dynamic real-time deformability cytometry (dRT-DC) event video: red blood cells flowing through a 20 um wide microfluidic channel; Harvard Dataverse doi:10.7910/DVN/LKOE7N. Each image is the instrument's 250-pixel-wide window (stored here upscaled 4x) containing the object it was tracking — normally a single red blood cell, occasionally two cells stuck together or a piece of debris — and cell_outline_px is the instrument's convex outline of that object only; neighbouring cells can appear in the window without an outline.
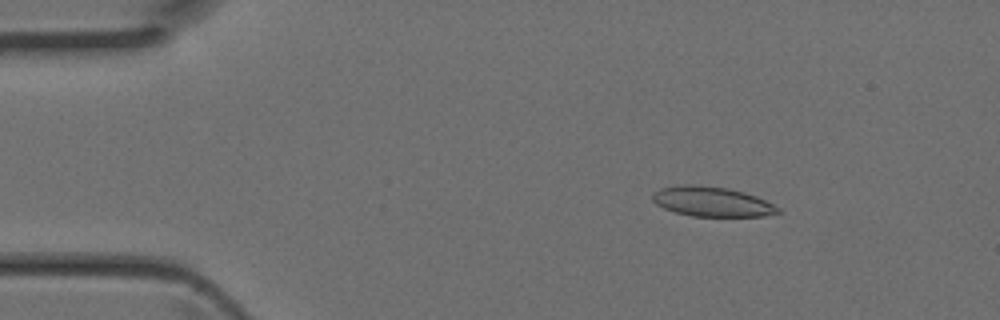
{"species": "Egyptian fruit bat (a non-hibernating species)", "species_latin": "Rousettus aegyptiacus", "temperature_condition": "room temperature", "stored_images_in_passage": 44, "camera_frame_rate_fps": 3000, "um_per_image_px": 0.085, "animal": {"sex": "female"}, "frame": {"image": 1, "passage_image": 7, "time_ms": 2.0, "image_size_px": [1000, 320], "cell_outline_px": [[784, 212], [764, 216], [692, 216], [676, 212], [664, 208], [656, 204], [652, 200], [652, 192], [660, 188], [676, 184], [692, 184], [728, 188], [744, 192], [756, 196], [780, 208]], "centroid_in_image_um": [60.49, 17.13], "position_along_channel_um": 24.5, "area_um2": 21.96}}
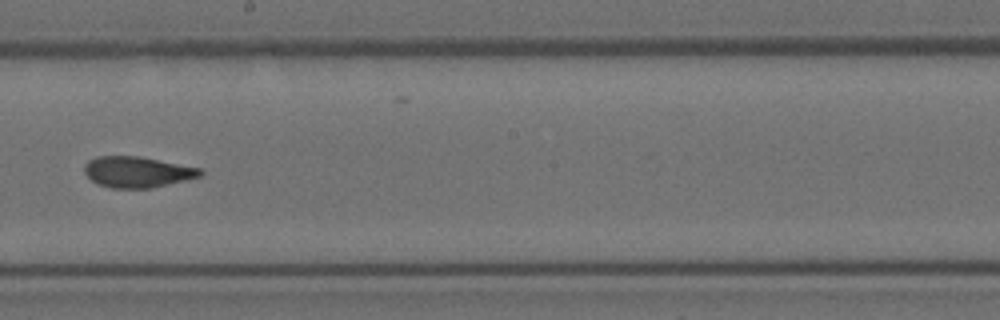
{"frame": {"image": 2, "passage_image": 25, "time_ms": 8.0, "image_size_px": [1000, 320], "cell_outline_px": [[204, 172], [200, 176], [188, 180], [148, 188], [112, 188], [96, 184], [84, 172], [84, 164], [88, 160], [96, 156], [136, 156], [200, 168]], "centroid_in_image_um": [11.63, 14.62], "position_along_channel_um": 236.6, "area_um2": 20.75}}
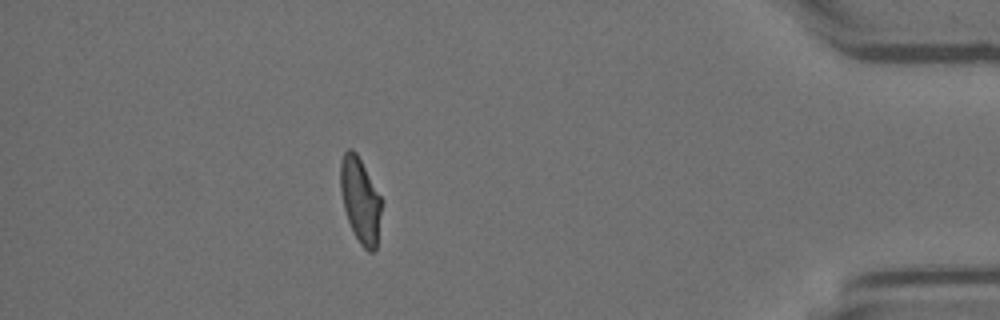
{"frame": {"image": 3, "passage_image": 39, "time_ms": 12.667, "image_size_px": [1000, 320], "cell_outline_px": [[380, 212], [376, 248], [372, 252], [368, 252], [360, 244], [348, 220], [344, 208], [340, 192], [340, 164], [344, 152], [348, 148], [352, 148], [356, 152], [380, 196]], "centroid_in_image_um": [30.59, 16.99], "position_along_channel_um": 404.6, "area_um2": 19.88}}